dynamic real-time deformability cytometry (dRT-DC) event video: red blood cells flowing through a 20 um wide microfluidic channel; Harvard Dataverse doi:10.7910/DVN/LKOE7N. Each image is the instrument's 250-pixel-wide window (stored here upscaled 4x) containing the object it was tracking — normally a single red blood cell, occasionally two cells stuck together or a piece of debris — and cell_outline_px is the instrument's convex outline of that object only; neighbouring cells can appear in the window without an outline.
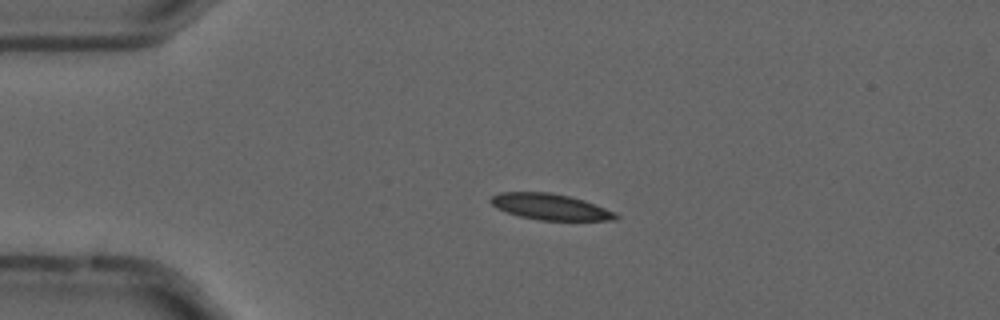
{"species": "common noctule bat (a hibernating species)", "species_latin": "Nyctalus noctula", "temperature_condition": "cold", "stored_images_in_passage": 55, "camera_frame_rate_fps": 3000, "um_per_image_px": 0.085, "animal": {"sex": "male", "forearm_length_mm": 52.5}, "frame": {"image": 1, "passage_image": 12, "time_ms": 3.667, "image_size_px": [1000, 320], "cell_outline_px": [[620, 216], [616, 220], [540, 220], [520, 216], [496, 208], [488, 200], [492, 196], [500, 192], [548, 192], [568, 196], [584, 200], [616, 212]], "centroid_in_image_um": [46.78, 17.58], "position_along_channel_um": 38.2, "area_um2": 18.9}}
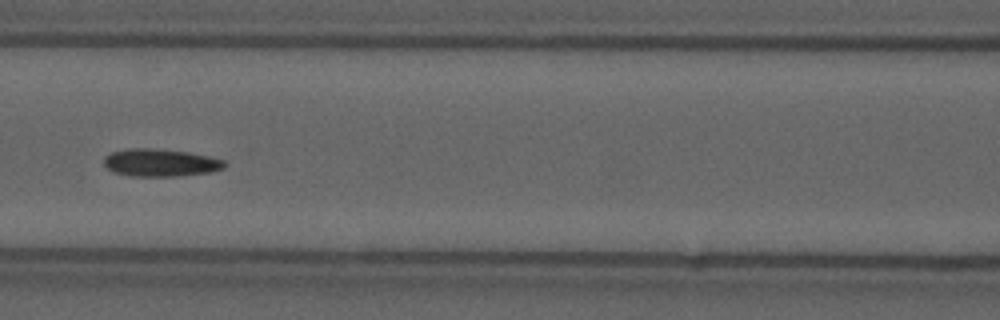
{"frame": {"image": 2, "passage_image": 24, "time_ms": 7.667, "image_size_px": [1000, 320], "cell_outline_px": [[228, 164], [224, 168], [212, 172], [176, 176], [132, 176], [112, 172], [104, 164], [104, 156], [112, 152], [124, 148], [152, 148], [188, 152], [208, 156], [224, 160]], "centroid_in_image_um": [13.63, 13.82], "position_along_channel_um": 153.0, "area_um2": 19.54}}
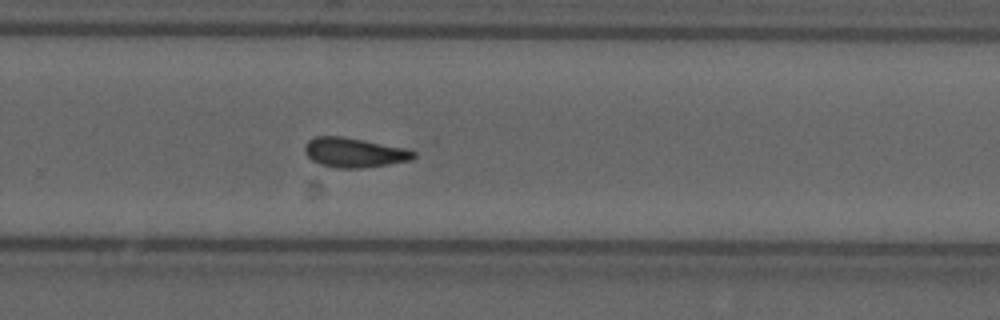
{"frame": {"image": 3, "passage_image": 36, "time_ms": 11.667, "image_size_px": [1000, 320], "cell_outline_px": [[416, 156], [412, 160], [388, 164], [360, 168], [336, 168], [320, 164], [312, 160], [304, 152], [304, 144], [308, 140], [316, 136], [340, 136], [408, 148], [416, 152]], "centroid_in_image_um": [30.11, 12.96], "position_along_channel_um": 299.7, "area_um2": 18.84}, "authors_computed_cell_mechanics": {"area_um2": 18.5538, "velocity_mm_per_s": 3.6848, "shape_relaxation_time_tau1_ms": 7.018, "shape_relaxation_time_tau2_ms": 3.9931, "deformation_change_tau1": 0.1557, "deformation_change_tau2": 0.1093}}